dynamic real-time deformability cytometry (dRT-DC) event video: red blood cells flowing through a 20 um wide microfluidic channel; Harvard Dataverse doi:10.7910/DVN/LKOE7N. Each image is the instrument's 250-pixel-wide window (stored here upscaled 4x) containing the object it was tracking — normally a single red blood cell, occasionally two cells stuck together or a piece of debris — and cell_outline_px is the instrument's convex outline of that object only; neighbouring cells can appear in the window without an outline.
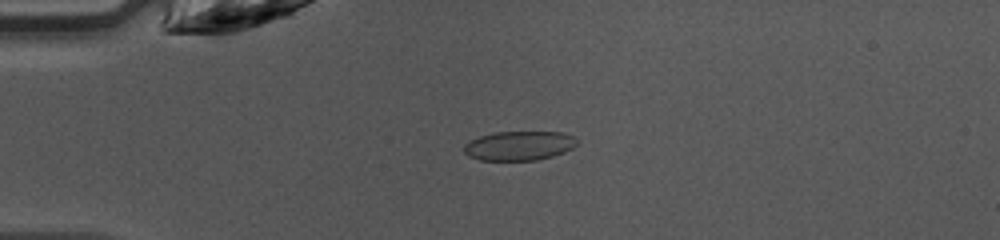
{"species": "common noctule bat (a hibernating species)", "species_latin": "Nyctalus noctula", "temperature_condition": "warm", "stored_images_in_passage": 47, "camera_frame_rate_fps": 3000, "um_per_image_px": 0.085, "animal": {"sex": "female", "body_mass_g": 10.0, "forearm_length_mm": 53.1}, "frame": {"image": 1, "passage_image": 12, "time_ms": 3.667, "image_size_px": [1000, 240], "cell_outline_px": [[580, 140], [572, 148], [564, 152], [552, 156], [536, 160], [480, 160], [468, 156], [464, 152], [464, 144], [468, 140], [480, 136], [496, 132], [564, 132], [576, 136]], "centroid_in_image_um": [44.14, 12.38], "position_along_channel_um": 40.9, "area_um2": 19.48}}
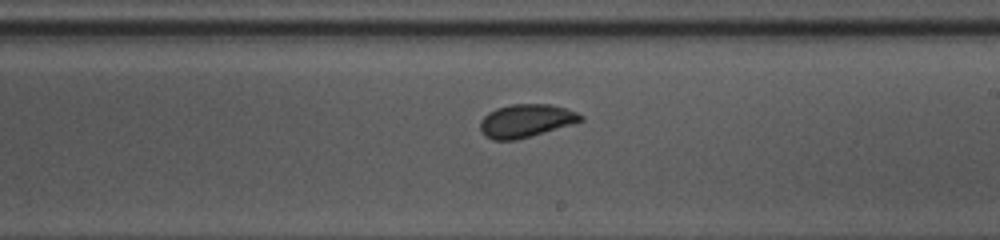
{"frame": {"image": 2, "passage_image": 28, "time_ms": 9.0, "image_size_px": [1000, 240], "cell_outline_px": [[584, 120], [544, 132], [516, 140], [492, 140], [484, 136], [480, 132], [480, 120], [488, 112], [496, 108], [512, 104], [552, 104], [576, 112], [584, 116]], "centroid_in_image_um": [44.66, 10.26], "position_along_channel_um": 244.3, "area_um2": 19.36}}
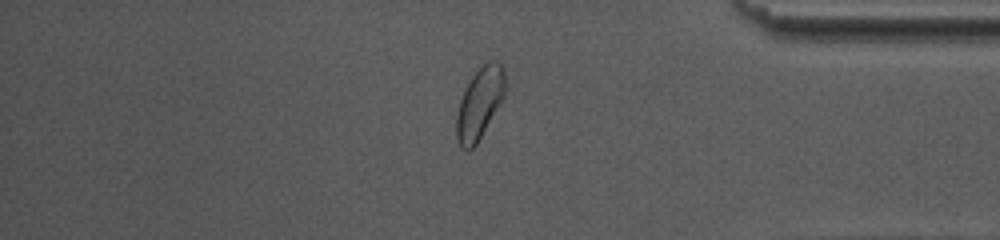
{"frame": {"image": 3, "passage_image": 40, "time_ms": 13.0, "image_size_px": [1000, 240], "cell_outline_px": [[508, 88], [504, 96], [476, 144], [472, 148], [460, 148], [456, 140], [456, 116], [460, 100], [472, 76], [484, 64], [492, 60], [500, 64], [504, 68]], "centroid_in_image_um": [40.79, 8.77], "position_along_channel_um": 394.4, "area_um2": 20.0}, "authors_computed_cell_mechanics": {"area_um2": 19.8254, "velocity_mm_per_s": 4.2587, "shape_relaxation_time_tau1_ms": 4.6556, "shape_relaxation_time_tau2_ms": null, "deformation_change_tau1": 0.111, "deformation_change_tau2": null}}